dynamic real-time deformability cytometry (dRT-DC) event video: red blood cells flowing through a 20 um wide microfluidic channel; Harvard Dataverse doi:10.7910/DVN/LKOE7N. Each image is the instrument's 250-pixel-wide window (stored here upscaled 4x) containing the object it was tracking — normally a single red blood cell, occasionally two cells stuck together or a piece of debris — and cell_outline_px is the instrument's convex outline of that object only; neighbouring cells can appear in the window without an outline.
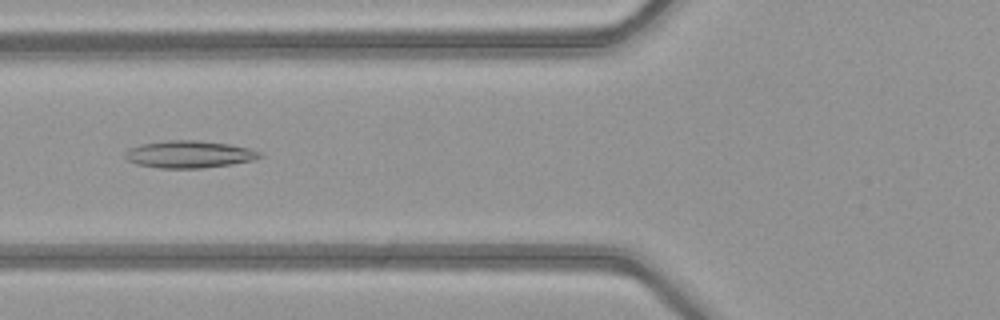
{"species": "common noctule bat (a hibernating species)", "species_latin": "Nyctalus noctula", "temperature_condition": "warm", "stored_images_in_passage": 50, "camera_frame_rate_fps": 3000, "um_per_image_px": 0.085, "animal": {"sex": "female", "body_mass_g": 21.9}, "frame": {"image": 1, "passage_image": 20, "time_ms": 6.333, "image_size_px": [1000, 320], "cell_outline_px": [[264, 156], [252, 160], [232, 164], [204, 168], [156, 168], [136, 164], [128, 160], [124, 156], [124, 152], [128, 148], [140, 144], [172, 140], [200, 140], [228, 144], [248, 148], [260, 152]], "centroid_in_image_um": [16.05, 13.12], "position_along_channel_um": 109.8, "area_um2": 21.44}}
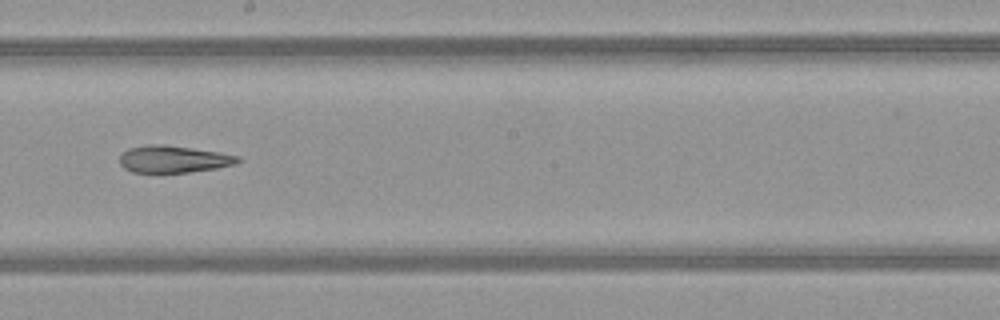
{"frame": {"image": 2, "passage_image": 29, "time_ms": 9.333, "image_size_px": [1000, 320], "cell_outline_px": [[240, 160], [236, 164], [216, 168], [188, 172], [132, 172], [124, 168], [120, 164], [120, 156], [128, 148], [148, 144], [164, 144], [220, 152], [240, 156]], "centroid_in_image_um": [14.75, 13.52], "position_along_channel_um": 233.5, "area_um2": 18.61}}
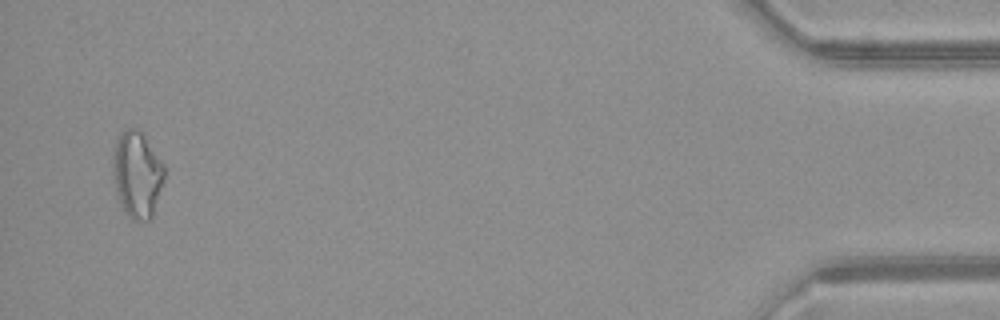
{"frame": {"image": 3, "passage_image": 49, "time_ms": 16.0, "image_size_px": [1000, 320], "cell_outline_px": [[164, 180], [152, 220], [132, 220], [124, 212], [116, 196], [112, 176], [112, 156], [116, 140], [124, 128], [136, 128], [144, 132], [164, 164]], "centroid_in_image_um": [11.64, 14.82], "position_along_channel_um": 423.6, "area_um2": 26.76}, "authors_computed_cell_mechanics": {"area_um2": 22.3397, "velocity_mm_per_s": 4.1127, "shape_relaxation_time_tau1_ms": null, "shape_relaxation_time_tau2_ms": 4.6148, "deformation_change_tau1": null, "deformation_change_tau2": 0.1639}}